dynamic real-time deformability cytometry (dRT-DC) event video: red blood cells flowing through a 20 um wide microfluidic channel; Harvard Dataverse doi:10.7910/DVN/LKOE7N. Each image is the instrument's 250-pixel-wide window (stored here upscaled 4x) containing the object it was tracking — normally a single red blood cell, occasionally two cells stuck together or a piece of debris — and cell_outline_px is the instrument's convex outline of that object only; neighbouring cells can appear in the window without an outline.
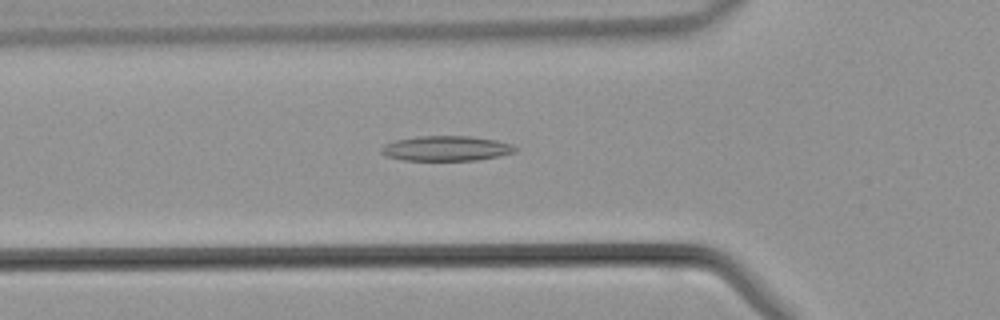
{"species": "common noctule bat (a hibernating species)", "species_latin": "Nyctalus noctula", "temperature_condition": "warm", "stored_images_in_passage": 43, "camera_frame_rate_fps": 3000, "um_per_image_px": 0.085, "animal": {"sex": "male", "body_mass_g": 21.5, "forearm_length_mm": 52.0}, "frame": {"image": 1, "passage_image": 14, "time_ms": 4.333, "image_size_px": [1000, 320], "cell_outline_px": [[516, 152], [500, 156], [476, 160], [404, 160], [388, 156], [380, 152], [380, 148], [384, 144], [396, 140], [416, 136], [468, 136], [496, 140], [512, 144], [516, 148]], "centroid_in_image_um": [37.93, 12.61], "position_along_channel_um": 87.9, "area_um2": 19.48}}
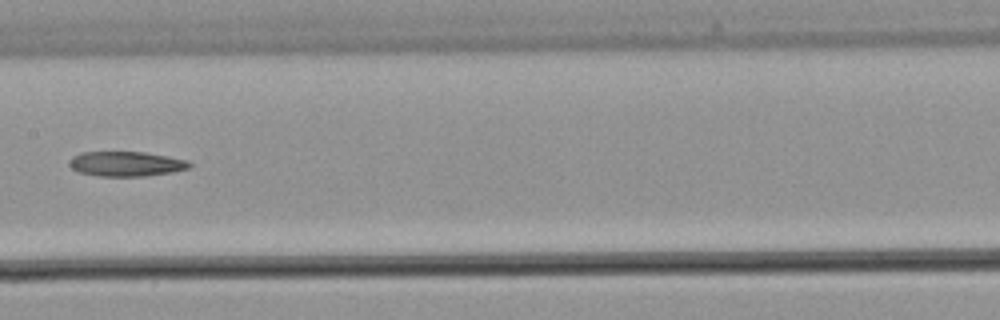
{"frame": {"image": 2, "passage_image": 21, "time_ms": 6.667, "image_size_px": [1000, 320], "cell_outline_px": [[192, 164], [188, 168], [172, 172], [144, 176], [100, 176], [80, 172], [72, 168], [68, 164], [68, 160], [72, 156], [80, 152], [144, 152], [168, 156], [188, 160]], "centroid_in_image_um": [10.7, 13.92], "position_along_channel_um": 196.7, "area_um2": 17.4}}
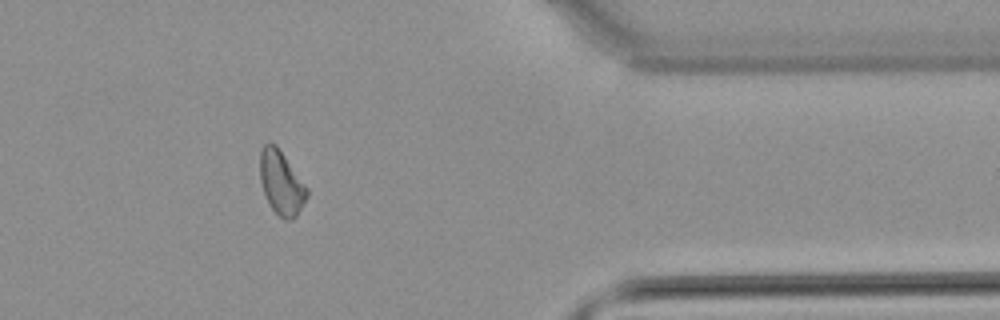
{"frame": {"image": 3, "passage_image": 35, "time_ms": 11.333, "image_size_px": [1000, 320], "cell_outline_px": [[308, 196], [296, 216], [292, 220], [284, 220], [268, 204], [260, 180], [260, 148], [268, 140], [276, 144], [308, 188]], "centroid_in_image_um": [23.9, 15.51], "position_along_channel_um": 387.5, "area_um2": 17.57}}